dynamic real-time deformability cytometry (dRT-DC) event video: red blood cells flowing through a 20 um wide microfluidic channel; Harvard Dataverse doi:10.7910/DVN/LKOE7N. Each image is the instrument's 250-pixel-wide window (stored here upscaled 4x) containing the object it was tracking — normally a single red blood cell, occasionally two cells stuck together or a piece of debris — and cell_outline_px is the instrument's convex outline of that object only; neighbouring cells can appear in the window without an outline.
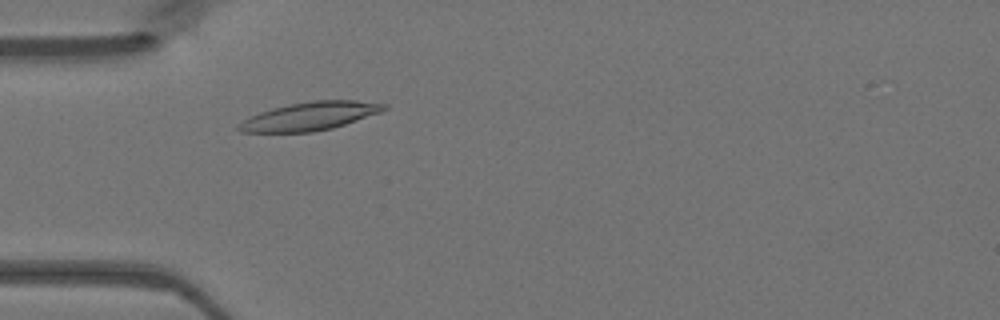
{"species": "Egyptian fruit bat (a non-hibernating species)", "species_latin": "Rousettus aegyptiacus", "temperature_condition": "warm", "stored_images_in_passage": 45, "camera_frame_rate_fps": 3000, "um_per_image_px": 0.085, "animal": {"sex": "female"}, "frame": {"image": 1, "passage_image": 10, "time_ms": 3.0, "image_size_px": [1000, 320], "cell_outline_px": [[388, 108], [380, 112], [332, 128], [312, 132], [240, 132], [236, 128], [236, 124], [260, 112], [272, 108], [288, 104], [312, 100], [356, 100], [388, 104]], "centroid_in_image_um": [26.33, 9.87], "position_along_channel_um": 58.7, "area_um2": 23.87}}
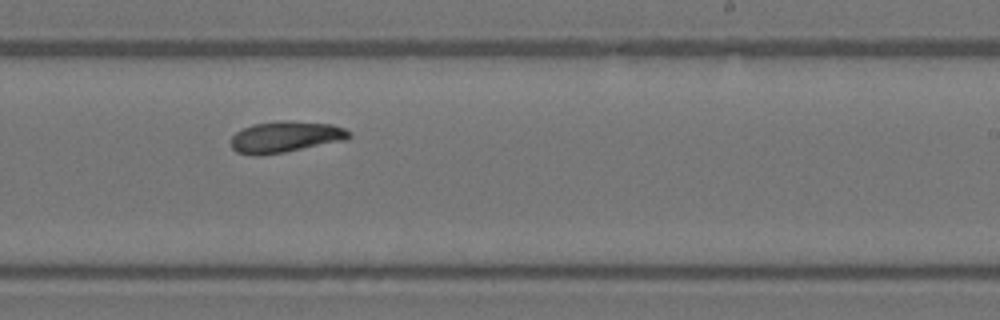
{"frame": {"image": 2, "passage_image": 25, "time_ms": 8.0, "image_size_px": [1000, 320], "cell_outline_px": [[352, 136], [348, 140], [284, 152], [260, 156], [256, 156], [236, 152], [232, 148], [232, 136], [236, 132], [252, 124], [280, 120], [284, 120], [332, 124], [344, 128], [352, 132]], "centroid_in_image_um": [24.3, 11.63], "position_along_channel_um": 264.7, "area_um2": 21.73}}
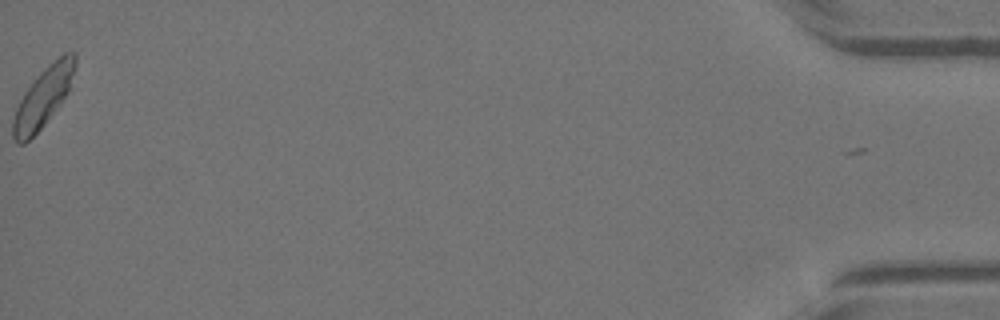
{"frame": {"image": 3, "passage_image": 44, "time_ms": 14.333, "image_size_px": [1000, 320], "cell_outline_px": [[76, 64], [68, 92], [44, 124], [24, 144], [16, 144], [12, 136], [12, 120], [16, 108], [24, 92], [40, 72], [64, 52], [76, 52]], "centroid_in_image_um": [3.65, 8.27], "position_along_channel_um": 431.5, "area_um2": 21.15}}